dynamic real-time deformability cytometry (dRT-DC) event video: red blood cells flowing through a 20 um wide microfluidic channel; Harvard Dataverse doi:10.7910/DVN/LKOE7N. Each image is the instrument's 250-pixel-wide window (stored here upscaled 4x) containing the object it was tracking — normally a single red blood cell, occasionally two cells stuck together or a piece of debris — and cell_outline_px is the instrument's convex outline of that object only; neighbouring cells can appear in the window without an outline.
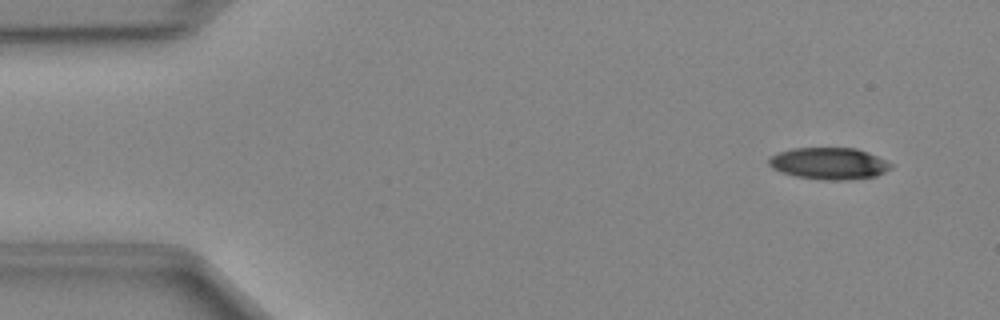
{"species": "Egyptian fruit bat (a non-hibernating species)", "species_latin": "Rousettus aegyptiacus", "temperature_condition": "cold", "stored_images_in_passage": 48, "camera_frame_rate_fps": 3000, "um_per_image_px": 0.085, "animal": {"sex": "female"}, "frame": {"image": 1, "passage_image": 4, "time_ms": 1.0, "image_size_px": [1000, 320], "cell_outline_px": [[892, 168], [876, 176], [848, 180], [824, 180], [796, 176], [780, 172], [772, 168], [768, 164], [768, 160], [776, 152], [792, 148], [856, 148], [868, 152], [892, 164]], "centroid_in_image_um": [70.44, 13.89], "position_along_channel_um": 14.6, "area_um2": 22.66}}
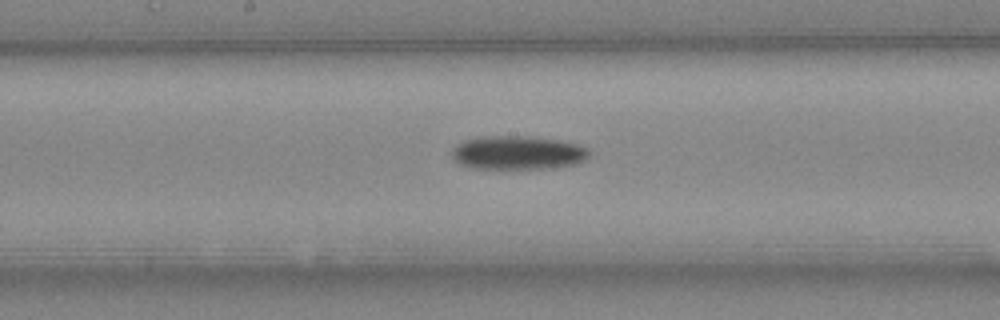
{"frame": {"image": 2, "passage_image": 25, "time_ms": 8.0, "image_size_px": [1000, 320], "cell_outline_px": [[592, 152], [588, 160], [576, 164], [548, 168], [472, 168], [460, 164], [452, 160], [452, 148], [456, 144], [464, 140], [476, 136], [528, 136], [556, 140], [576, 144], [588, 148]], "centroid_in_image_um": [44.0, 12.97], "position_along_channel_um": 204.2, "area_um2": 27.22}}
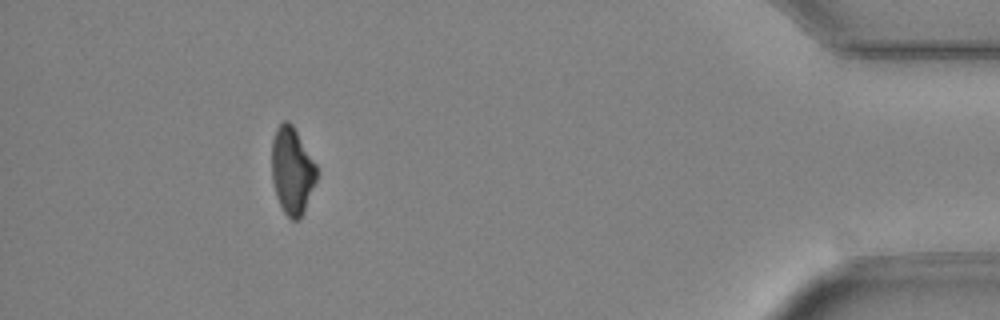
{"frame": {"image": 3, "passage_image": 44, "time_ms": 14.333, "image_size_px": [1000, 320], "cell_outline_px": [[320, 172], [304, 212], [300, 220], [292, 220], [284, 212], [276, 196], [272, 180], [272, 140], [276, 128], [284, 120], [288, 120], [292, 124], [316, 164]], "centroid_in_image_um": [24.85, 14.52], "position_along_channel_um": 410.4, "area_um2": 23.0}}